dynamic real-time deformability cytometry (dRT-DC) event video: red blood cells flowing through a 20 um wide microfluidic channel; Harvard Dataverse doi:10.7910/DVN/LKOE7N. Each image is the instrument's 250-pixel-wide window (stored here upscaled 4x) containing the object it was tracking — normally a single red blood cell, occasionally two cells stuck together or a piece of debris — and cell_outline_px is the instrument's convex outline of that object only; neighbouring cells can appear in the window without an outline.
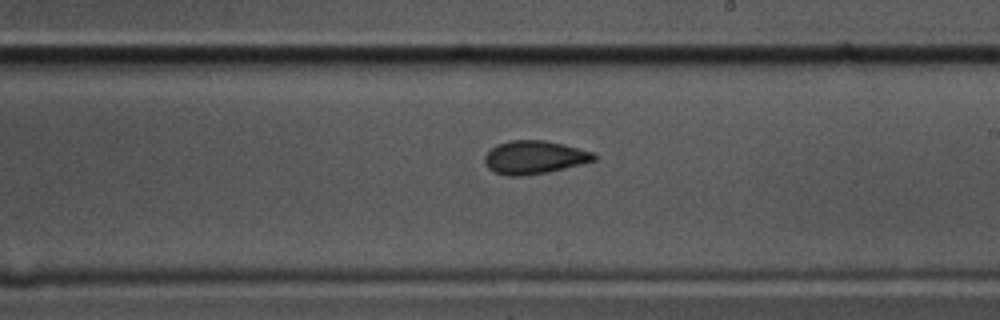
{"species": "common noctule bat (a hibernating species)", "species_latin": "Nyctalus noctula", "temperature_condition": "cold", "stored_images_in_passage": 38, "camera_frame_rate_fps": 3000, "um_per_image_px": 0.085, "animal": {"sex": "male", "body_mass_g": 17.5, "forearm_length_mm": 52.3}, "frame": {"image": 1, "passage_image": 16, "time_ms": 5.0, "image_size_px": [1000, 320], "cell_outline_px": [[596, 160], [548, 172], [524, 176], [508, 176], [496, 172], [488, 168], [484, 160], [484, 156], [496, 144], [512, 140], [544, 140], [564, 144], [592, 152], [596, 156]], "centroid_in_image_um": [45.4, 13.37], "position_along_channel_um": 243.6, "area_um2": 21.04}}
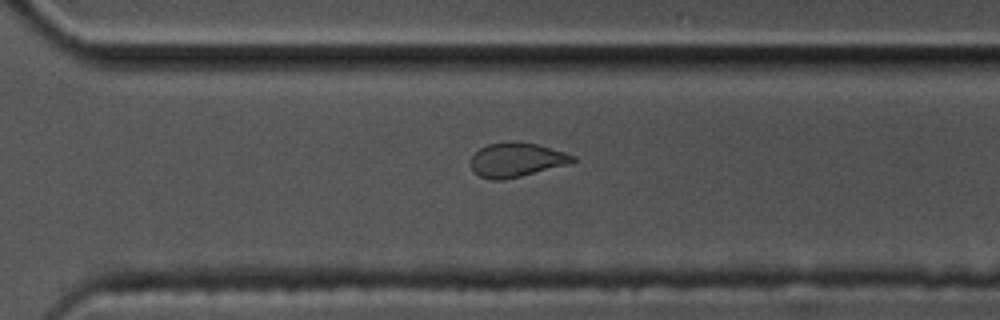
{"frame": {"image": 2, "passage_image": 23, "time_ms": 7.333, "image_size_px": [1000, 320], "cell_outline_px": [[576, 160], [572, 164], [520, 176], [500, 180], [492, 180], [480, 176], [472, 168], [472, 156], [480, 148], [488, 144], [516, 140], [536, 144], [564, 152], [576, 156]], "centroid_in_image_um": [43.95, 13.57], "position_along_channel_um": 326.7, "area_um2": 20.29}}
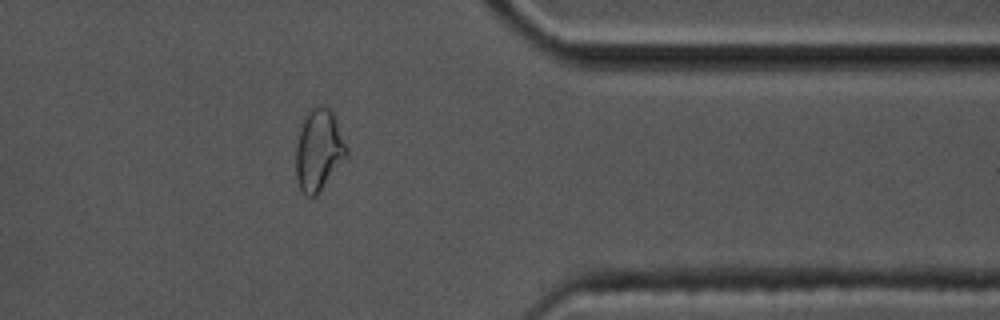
{"frame": {"image": 3, "passage_image": 29, "time_ms": 9.333, "image_size_px": [1000, 320], "cell_outline_px": [[348, 156], [320, 192], [316, 196], [308, 196], [300, 188], [296, 176], [296, 144], [304, 112], [312, 104], [324, 104], [332, 112], [348, 148]], "centroid_in_image_um": [27.09, 12.7], "position_along_channel_um": 384.3, "area_um2": 24.57}}